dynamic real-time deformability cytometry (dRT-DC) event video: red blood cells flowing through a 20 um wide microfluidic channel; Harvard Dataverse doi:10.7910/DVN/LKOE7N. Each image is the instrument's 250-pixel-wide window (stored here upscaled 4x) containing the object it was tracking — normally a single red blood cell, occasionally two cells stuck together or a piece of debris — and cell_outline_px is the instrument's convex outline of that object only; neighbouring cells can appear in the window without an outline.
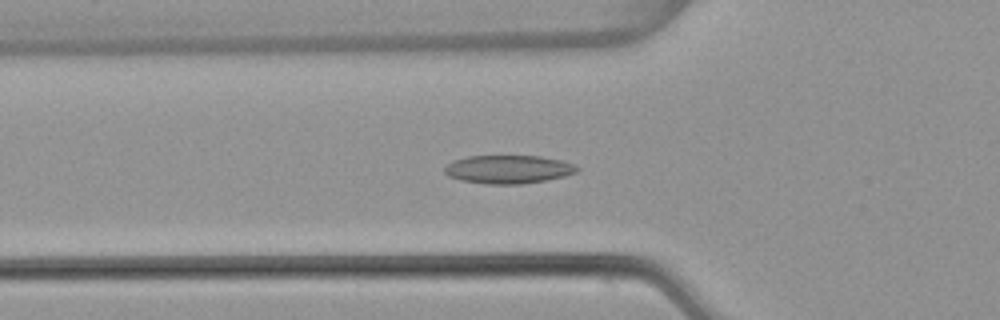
{"species": "common noctule bat (a hibernating species)", "species_latin": "Nyctalus noctula", "temperature_condition": "warm", "stored_images_in_passage": 54, "camera_frame_rate_fps": 3000, "um_per_image_px": 0.085, "animal": {"sex": "female", "body_mass_g": 22.7, "forearm_length_mm": 54.2}, "frame": {"image": 1, "passage_image": 19, "time_ms": 6.0, "image_size_px": [1000, 320], "cell_outline_px": [[580, 168], [576, 172], [564, 176], [544, 180], [520, 184], [484, 184], [460, 180], [448, 176], [444, 172], [444, 168], [452, 160], [468, 156], [540, 156], [560, 160], [572, 164]], "centroid_in_image_um": [43.16, 14.39], "position_along_channel_um": 82.6, "area_um2": 21.79}}
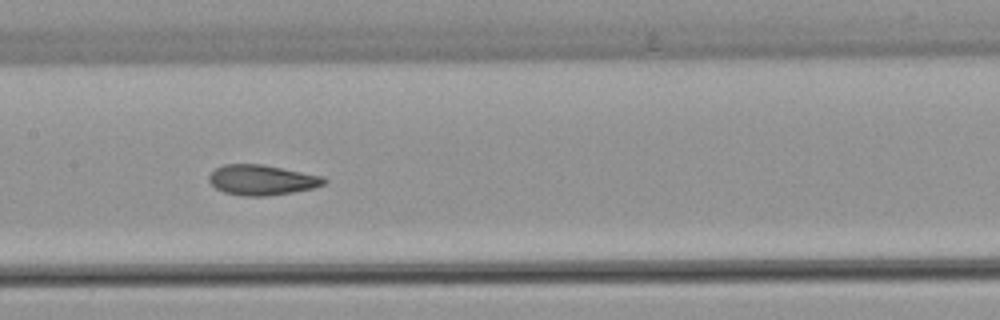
{"frame": {"image": 2, "passage_image": 27, "time_ms": 8.667, "image_size_px": [1000, 320], "cell_outline_px": [[328, 180], [324, 184], [312, 188], [292, 192], [264, 196], [240, 196], [224, 192], [216, 188], [208, 180], [208, 176], [216, 168], [224, 164], [264, 164], [324, 176]], "centroid_in_image_um": [22.26, 15.29], "position_along_channel_um": 185.1, "area_um2": 20.35}}
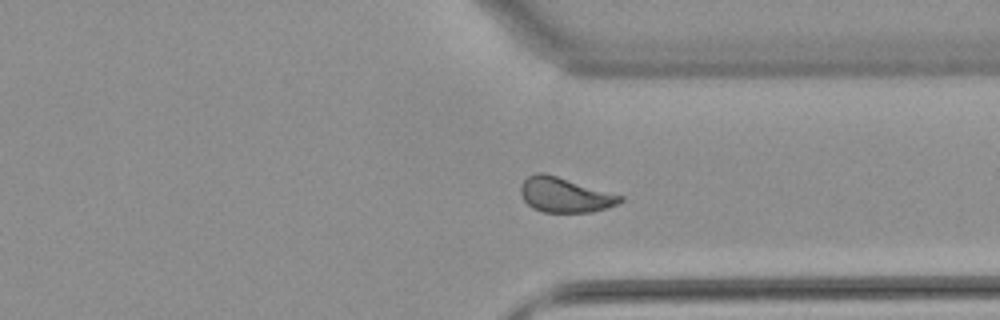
{"frame": {"image": 3, "passage_image": 41, "time_ms": 13.333, "image_size_px": [1000, 320], "cell_outline_px": [[624, 200], [620, 204], [592, 212], [544, 212], [532, 208], [524, 200], [520, 192], [520, 184], [528, 176], [536, 172], [544, 172], [624, 196]], "centroid_in_image_um": [48.02, 16.56], "position_along_channel_um": 363.4, "area_um2": 20.35}, "authors_computed_cell_mechanics": {"area_um2": 20.8658, "velocity_mm_per_s": 3.82, "shape_relaxation_time_tau1_ms": 7.4469, "shape_relaxation_time_tau2_ms": 1.1745, "deformation_change_tau1": 0.1769, "deformation_change_tau2": 0.0634}}